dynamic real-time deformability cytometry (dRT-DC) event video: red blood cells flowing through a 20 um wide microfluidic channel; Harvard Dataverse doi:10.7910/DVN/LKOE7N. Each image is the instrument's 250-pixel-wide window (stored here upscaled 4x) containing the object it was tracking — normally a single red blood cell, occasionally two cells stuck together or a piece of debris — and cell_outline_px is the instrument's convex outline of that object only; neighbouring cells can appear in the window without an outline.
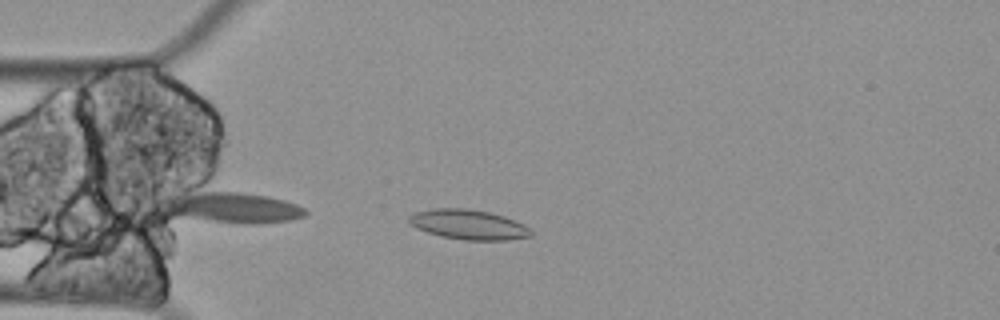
{"species": "Egyptian fruit bat (a non-hibernating species)", "species_latin": "Rousettus aegyptiacus", "temperature_condition": "cold", "stored_images_in_passage": 4, "camera_frame_rate_fps": 3000, "um_per_image_px": 0.085, "animal": {"sex": "female"}, "frame": {"image": 1, "passage_image": 2, "time_ms": 0.333, "image_size_px": [1000, 320], "cell_outline_px": [[532, 236], [508, 240], [464, 240], [444, 236], [428, 232], [416, 228], [408, 220], [408, 216], [416, 212], [432, 208], [464, 208], [488, 212], [504, 216], [524, 224], [532, 232]], "centroid_in_image_um": [39.83, 19.08], "position_along_channel_um": 45.2, "area_um2": 21.04}}